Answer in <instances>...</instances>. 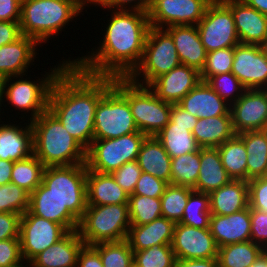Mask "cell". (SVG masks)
<instances>
[{
	"label": "cell",
	"instance_id": "6da1fadb",
	"mask_svg": "<svg viewBox=\"0 0 267 267\" xmlns=\"http://www.w3.org/2000/svg\"><path fill=\"white\" fill-rule=\"evenodd\" d=\"M103 41L90 55L72 60L80 71L103 77H128L139 65L150 29L148 12L114 10ZM101 45V46H100ZM97 50V51H96Z\"/></svg>",
	"mask_w": 267,
	"mask_h": 267
},
{
	"label": "cell",
	"instance_id": "7a4b0ae2",
	"mask_svg": "<svg viewBox=\"0 0 267 267\" xmlns=\"http://www.w3.org/2000/svg\"><path fill=\"white\" fill-rule=\"evenodd\" d=\"M113 85V77L92 76L70 63L56 78L48 110L87 151L94 139L99 99Z\"/></svg>",
	"mask_w": 267,
	"mask_h": 267
},
{
	"label": "cell",
	"instance_id": "3957f363",
	"mask_svg": "<svg viewBox=\"0 0 267 267\" xmlns=\"http://www.w3.org/2000/svg\"><path fill=\"white\" fill-rule=\"evenodd\" d=\"M31 125L33 154L45 167L86 163V150L48 109Z\"/></svg>",
	"mask_w": 267,
	"mask_h": 267
},
{
	"label": "cell",
	"instance_id": "277c9868",
	"mask_svg": "<svg viewBox=\"0 0 267 267\" xmlns=\"http://www.w3.org/2000/svg\"><path fill=\"white\" fill-rule=\"evenodd\" d=\"M81 12L68 0H22L21 33L34 38L39 45L46 43Z\"/></svg>",
	"mask_w": 267,
	"mask_h": 267
},
{
	"label": "cell",
	"instance_id": "5b68a950",
	"mask_svg": "<svg viewBox=\"0 0 267 267\" xmlns=\"http://www.w3.org/2000/svg\"><path fill=\"white\" fill-rule=\"evenodd\" d=\"M113 86L129 102L135 124L146 136H156L169 123L172 104L159 99L148 86L128 77L113 78Z\"/></svg>",
	"mask_w": 267,
	"mask_h": 267
},
{
	"label": "cell",
	"instance_id": "8992f818",
	"mask_svg": "<svg viewBox=\"0 0 267 267\" xmlns=\"http://www.w3.org/2000/svg\"><path fill=\"white\" fill-rule=\"evenodd\" d=\"M130 226L128 204L87 205L78 232L92 246L125 240Z\"/></svg>",
	"mask_w": 267,
	"mask_h": 267
},
{
	"label": "cell",
	"instance_id": "52a82bcc",
	"mask_svg": "<svg viewBox=\"0 0 267 267\" xmlns=\"http://www.w3.org/2000/svg\"><path fill=\"white\" fill-rule=\"evenodd\" d=\"M86 163L47 166L42 183L80 221L87 208Z\"/></svg>",
	"mask_w": 267,
	"mask_h": 267
},
{
	"label": "cell",
	"instance_id": "ba28073f",
	"mask_svg": "<svg viewBox=\"0 0 267 267\" xmlns=\"http://www.w3.org/2000/svg\"><path fill=\"white\" fill-rule=\"evenodd\" d=\"M179 65L181 62L171 35L165 29L150 27L142 59L128 78L136 84L148 86Z\"/></svg>",
	"mask_w": 267,
	"mask_h": 267
},
{
	"label": "cell",
	"instance_id": "9c48e42d",
	"mask_svg": "<svg viewBox=\"0 0 267 267\" xmlns=\"http://www.w3.org/2000/svg\"><path fill=\"white\" fill-rule=\"evenodd\" d=\"M71 63V60H64L63 63H58V66L51 68V72L45 73L43 78L36 81L22 79L23 75L7 77L5 79L4 98L9 101L15 109L21 112L31 111L30 122L35 120L40 114L48 109L49 97L56 78L61 72ZM14 81H13V80ZM13 81V82H11ZM10 82V83H9ZM10 85V86H9ZM7 87V88H6Z\"/></svg>",
	"mask_w": 267,
	"mask_h": 267
},
{
	"label": "cell",
	"instance_id": "30bf717a",
	"mask_svg": "<svg viewBox=\"0 0 267 267\" xmlns=\"http://www.w3.org/2000/svg\"><path fill=\"white\" fill-rule=\"evenodd\" d=\"M146 137L139 131L113 139H93L86 151L87 168L99 173H111L125 163L135 161Z\"/></svg>",
	"mask_w": 267,
	"mask_h": 267
},
{
	"label": "cell",
	"instance_id": "8fae6325",
	"mask_svg": "<svg viewBox=\"0 0 267 267\" xmlns=\"http://www.w3.org/2000/svg\"><path fill=\"white\" fill-rule=\"evenodd\" d=\"M139 132L127 99L112 85L99 99L94 119V139H113Z\"/></svg>",
	"mask_w": 267,
	"mask_h": 267
},
{
	"label": "cell",
	"instance_id": "7c38bea8",
	"mask_svg": "<svg viewBox=\"0 0 267 267\" xmlns=\"http://www.w3.org/2000/svg\"><path fill=\"white\" fill-rule=\"evenodd\" d=\"M196 26L207 53L240 43L233 14L222 0H213Z\"/></svg>",
	"mask_w": 267,
	"mask_h": 267
},
{
	"label": "cell",
	"instance_id": "4fadbf2b",
	"mask_svg": "<svg viewBox=\"0 0 267 267\" xmlns=\"http://www.w3.org/2000/svg\"><path fill=\"white\" fill-rule=\"evenodd\" d=\"M69 231L60 224L30 213L22 214L19 240L24 261L30 263L38 254L63 238Z\"/></svg>",
	"mask_w": 267,
	"mask_h": 267
},
{
	"label": "cell",
	"instance_id": "5bb4252c",
	"mask_svg": "<svg viewBox=\"0 0 267 267\" xmlns=\"http://www.w3.org/2000/svg\"><path fill=\"white\" fill-rule=\"evenodd\" d=\"M213 0H153L148 10L150 26L197 25Z\"/></svg>",
	"mask_w": 267,
	"mask_h": 267
},
{
	"label": "cell",
	"instance_id": "9a60e30c",
	"mask_svg": "<svg viewBox=\"0 0 267 267\" xmlns=\"http://www.w3.org/2000/svg\"><path fill=\"white\" fill-rule=\"evenodd\" d=\"M172 250L176 259L217 258L218 246L210 229H201L176 223Z\"/></svg>",
	"mask_w": 267,
	"mask_h": 267
},
{
	"label": "cell",
	"instance_id": "2e32d148",
	"mask_svg": "<svg viewBox=\"0 0 267 267\" xmlns=\"http://www.w3.org/2000/svg\"><path fill=\"white\" fill-rule=\"evenodd\" d=\"M231 72L246 89H267V56L259 45L237 44Z\"/></svg>",
	"mask_w": 267,
	"mask_h": 267
},
{
	"label": "cell",
	"instance_id": "e0dca14e",
	"mask_svg": "<svg viewBox=\"0 0 267 267\" xmlns=\"http://www.w3.org/2000/svg\"><path fill=\"white\" fill-rule=\"evenodd\" d=\"M230 112L235 134L262 130L267 123V89H246Z\"/></svg>",
	"mask_w": 267,
	"mask_h": 267
},
{
	"label": "cell",
	"instance_id": "ac0fdd59",
	"mask_svg": "<svg viewBox=\"0 0 267 267\" xmlns=\"http://www.w3.org/2000/svg\"><path fill=\"white\" fill-rule=\"evenodd\" d=\"M201 74L187 65H179L160 75L148 87L155 95L171 104H177L189 91L201 82Z\"/></svg>",
	"mask_w": 267,
	"mask_h": 267
},
{
	"label": "cell",
	"instance_id": "d6986e66",
	"mask_svg": "<svg viewBox=\"0 0 267 267\" xmlns=\"http://www.w3.org/2000/svg\"><path fill=\"white\" fill-rule=\"evenodd\" d=\"M231 10L241 44L259 45L267 36V16L242 0H222Z\"/></svg>",
	"mask_w": 267,
	"mask_h": 267
},
{
	"label": "cell",
	"instance_id": "ffe728a7",
	"mask_svg": "<svg viewBox=\"0 0 267 267\" xmlns=\"http://www.w3.org/2000/svg\"><path fill=\"white\" fill-rule=\"evenodd\" d=\"M250 207L230 215L210 216L209 229L219 247L251 239Z\"/></svg>",
	"mask_w": 267,
	"mask_h": 267
},
{
	"label": "cell",
	"instance_id": "44dd1931",
	"mask_svg": "<svg viewBox=\"0 0 267 267\" xmlns=\"http://www.w3.org/2000/svg\"><path fill=\"white\" fill-rule=\"evenodd\" d=\"M177 104L197 118L207 119L231 115V105L222 99L207 82L203 81L189 91Z\"/></svg>",
	"mask_w": 267,
	"mask_h": 267
},
{
	"label": "cell",
	"instance_id": "7402d4cb",
	"mask_svg": "<svg viewBox=\"0 0 267 267\" xmlns=\"http://www.w3.org/2000/svg\"><path fill=\"white\" fill-rule=\"evenodd\" d=\"M28 211L36 216L63 225L68 231L78 230L79 220L41 184L29 194Z\"/></svg>",
	"mask_w": 267,
	"mask_h": 267
},
{
	"label": "cell",
	"instance_id": "603a6c76",
	"mask_svg": "<svg viewBox=\"0 0 267 267\" xmlns=\"http://www.w3.org/2000/svg\"><path fill=\"white\" fill-rule=\"evenodd\" d=\"M38 44L34 38L22 35L16 41L1 46L0 75L5 78L25 76L30 63L34 62Z\"/></svg>",
	"mask_w": 267,
	"mask_h": 267
},
{
	"label": "cell",
	"instance_id": "cb8c5ba5",
	"mask_svg": "<svg viewBox=\"0 0 267 267\" xmlns=\"http://www.w3.org/2000/svg\"><path fill=\"white\" fill-rule=\"evenodd\" d=\"M85 245L78 230L69 231L63 238L38 254L30 267H76L78 254Z\"/></svg>",
	"mask_w": 267,
	"mask_h": 267
},
{
	"label": "cell",
	"instance_id": "d4e9b609",
	"mask_svg": "<svg viewBox=\"0 0 267 267\" xmlns=\"http://www.w3.org/2000/svg\"><path fill=\"white\" fill-rule=\"evenodd\" d=\"M165 30L173 38L181 64L201 72L207 52L196 25L169 26Z\"/></svg>",
	"mask_w": 267,
	"mask_h": 267
},
{
	"label": "cell",
	"instance_id": "484cf974",
	"mask_svg": "<svg viewBox=\"0 0 267 267\" xmlns=\"http://www.w3.org/2000/svg\"><path fill=\"white\" fill-rule=\"evenodd\" d=\"M175 222L159 217L143 225H131L126 240L133 251L159 245H171Z\"/></svg>",
	"mask_w": 267,
	"mask_h": 267
},
{
	"label": "cell",
	"instance_id": "4316f807",
	"mask_svg": "<svg viewBox=\"0 0 267 267\" xmlns=\"http://www.w3.org/2000/svg\"><path fill=\"white\" fill-rule=\"evenodd\" d=\"M22 127V128H21ZM33 154L31 122L24 126L0 124V159L19 161Z\"/></svg>",
	"mask_w": 267,
	"mask_h": 267
},
{
	"label": "cell",
	"instance_id": "83f0119b",
	"mask_svg": "<svg viewBox=\"0 0 267 267\" xmlns=\"http://www.w3.org/2000/svg\"><path fill=\"white\" fill-rule=\"evenodd\" d=\"M87 205L128 204L129 194L117 184L110 173L87 168Z\"/></svg>",
	"mask_w": 267,
	"mask_h": 267
},
{
	"label": "cell",
	"instance_id": "f1b7e54d",
	"mask_svg": "<svg viewBox=\"0 0 267 267\" xmlns=\"http://www.w3.org/2000/svg\"><path fill=\"white\" fill-rule=\"evenodd\" d=\"M212 215H230L249 207L248 181L230 180L209 193Z\"/></svg>",
	"mask_w": 267,
	"mask_h": 267
},
{
	"label": "cell",
	"instance_id": "f546056e",
	"mask_svg": "<svg viewBox=\"0 0 267 267\" xmlns=\"http://www.w3.org/2000/svg\"><path fill=\"white\" fill-rule=\"evenodd\" d=\"M171 157L155 136H147L137 156L142 172L171 184Z\"/></svg>",
	"mask_w": 267,
	"mask_h": 267
},
{
	"label": "cell",
	"instance_id": "4dcf8cb0",
	"mask_svg": "<svg viewBox=\"0 0 267 267\" xmlns=\"http://www.w3.org/2000/svg\"><path fill=\"white\" fill-rule=\"evenodd\" d=\"M230 180L221 162L218 148H200V170L193 190L209 194Z\"/></svg>",
	"mask_w": 267,
	"mask_h": 267
},
{
	"label": "cell",
	"instance_id": "1f68e13d",
	"mask_svg": "<svg viewBox=\"0 0 267 267\" xmlns=\"http://www.w3.org/2000/svg\"><path fill=\"white\" fill-rule=\"evenodd\" d=\"M192 134L201 148H217L235 135L232 127V116L198 118Z\"/></svg>",
	"mask_w": 267,
	"mask_h": 267
},
{
	"label": "cell",
	"instance_id": "d6a6232c",
	"mask_svg": "<svg viewBox=\"0 0 267 267\" xmlns=\"http://www.w3.org/2000/svg\"><path fill=\"white\" fill-rule=\"evenodd\" d=\"M247 152V181L267 175V139L262 130L237 134Z\"/></svg>",
	"mask_w": 267,
	"mask_h": 267
},
{
	"label": "cell",
	"instance_id": "836d02e7",
	"mask_svg": "<svg viewBox=\"0 0 267 267\" xmlns=\"http://www.w3.org/2000/svg\"><path fill=\"white\" fill-rule=\"evenodd\" d=\"M155 137L171 158L199 151L201 148L188 127L176 126L170 120Z\"/></svg>",
	"mask_w": 267,
	"mask_h": 267
},
{
	"label": "cell",
	"instance_id": "e575fe53",
	"mask_svg": "<svg viewBox=\"0 0 267 267\" xmlns=\"http://www.w3.org/2000/svg\"><path fill=\"white\" fill-rule=\"evenodd\" d=\"M221 162L232 180L247 181V152L244 141L235 134L217 147Z\"/></svg>",
	"mask_w": 267,
	"mask_h": 267
},
{
	"label": "cell",
	"instance_id": "d590c367",
	"mask_svg": "<svg viewBox=\"0 0 267 267\" xmlns=\"http://www.w3.org/2000/svg\"><path fill=\"white\" fill-rule=\"evenodd\" d=\"M265 249L251 240L218 248V267H249Z\"/></svg>",
	"mask_w": 267,
	"mask_h": 267
},
{
	"label": "cell",
	"instance_id": "8d00e7d4",
	"mask_svg": "<svg viewBox=\"0 0 267 267\" xmlns=\"http://www.w3.org/2000/svg\"><path fill=\"white\" fill-rule=\"evenodd\" d=\"M45 166L32 154L26 159L14 161L11 183L31 194L42 182Z\"/></svg>",
	"mask_w": 267,
	"mask_h": 267
},
{
	"label": "cell",
	"instance_id": "74e56055",
	"mask_svg": "<svg viewBox=\"0 0 267 267\" xmlns=\"http://www.w3.org/2000/svg\"><path fill=\"white\" fill-rule=\"evenodd\" d=\"M200 170V150L171 159V184L193 188Z\"/></svg>",
	"mask_w": 267,
	"mask_h": 267
},
{
	"label": "cell",
	"instance_id": "f35d334b",
	"mask_svg": "<svg viewBox=\"0 0 267 267\" xmlns=\"http://www.w3.org/2000/svg\"><path fill=\"white\" fill-rule=\"evenodd\" d=\"M210 216L209 194L193 190L188 197L183 218L179 223L195 228L209 229Z\"/></svg>",
	"mask_w": 267,
	"mask_h": 267
},
{
	"label": "cell",
	"instance_id": "ab89813d",
	"mask_svg": "<svg viewBox=\"0 0 267 267\" xmlns=\"http://www.w3.org/2000/svg\"><path fill=\"white\" fill-rule=\"evenodd\" d=\"M193 188L168 184L161 199L162 217L178 223L183 218L184 208Z\"/></svg>",
	"mask_w": 267,
	"mask_h": 267
},
{
	"label": "cell",
	"instance_id": "60d3db41",
	"mask_svg": "<svg viewBox=\"0 0 267 267\" xmlns=\"http://www.w3.org/2000/svg\"><path fill=\"white\" fill-rule=\"evenodd\" d=\"M128 210L131 225H143L162 216L161 199L130 194Z\"/></svg>",
	"mask_w": 267,
	"mask_h": 267
},
{
	"label": "cell",
	"instance_id": "b9f144b4",
	"mask_svg": "<svg viewBox=\"0 0 267 267\" xmlns=\"http://www.w3.org/2000/svg\"><path fill=\"white\" fill-rule=\"evenodd\" d=\"M92 247L99 253L103 267H132L133 250L128 241L102 242Z\"/></svg>",
	"mask_w": 267,
	"mask_h": 267
},
{
	"label": "cell",
	"instance_id": "7bdbcfd3",
	"mask_svg": "<svg viewBox=\"0 0 267 267\" xmlns=\"http://www.w3.org/2000/svg\"><path fill=\"white\" fill-rule=\"evenodd\" d=\"M175 261L171 245H159L133 251V264L137 267H174Z\"/></svg>",
	"mask_w": 267,
	"mask_h": 267
},
{
	"label": "cell",
	"instance_id": "ee69618b",
	"mask_svg": "<svg viewBox=\"0 0 267 267\" xmlns=\"http://www.w3.org/2000/svg\"><path fill=\"white\" fill-rule=\"evenodd\" d=\"M206 82L229 105L235 103L246 90L232 72L213 75Z\"/></svg>",
	"mask_w": 267,
	"mask_h": 267
},
{
	"label": "cell",
	"instance_id": "f6af8a7d",
	"mask_svg": "<svg viewBox=\"0 0 267 267\" xmlns=\"http://www.w3.org/2000/svg\"><path fill=\"white\" fill-rule=\"evenodd\" d=\"M29 208V193L16 184L0 186V212L24 214Z\"/></svg>",
	"mask_w": 267,
	"mask_h": 267
},
{
	"label": "cell",
	"instance_id": "bcb514c9",
	"mask_svg": "<svg viewBox=\"0 0 267 267\" xmlns=\"http://www.w3.org/2000/svg\"><path fill=\"white\" fill-rule=\"evenodd\" d=\"M233 58L234 47L208 52L204 67L200 72L201 80L206 82L213 75L231 72Z\"/></svg>",
	"mask_w": 267,
	"mask_h": 267
},
{
	"label": "cell",
	"instance_id": "7dc6e473",
	"mask_svg": "<svg viewBox=\"0 0 267 267\" xmlns=\"http://www.w3.org/2000/svg\"><path fill=\"white\" fill-rule=\"evenodd\" d=\"M142 173L137 161L127 162L119 169L111 172L114 180L119 184L123 190L129 195L133 194L136 183Z\"/></svg>",
	"mask_w": 267,
	"mask_h": 267
},
{
	"label": "cell",
	"instance_id": "c3c4849f",
	"mask_svg": "<svg viewBox=\"0 0 267 267\" xmlns=\"http://www.w3.org/2000/svg\"><path fill=\"white\" fill-rule=\"evenodd\" d=\"M249 207L267 213V175L248 181Z\"/></svg>",
	"mask_w": 267,
	"mask_h": 267
},
{
	"label": "cell",
	"instance_id": "681fc988",
	"mask_svg": "<svg viewBox=\"0 0 267 267\" xmlns=\"http://www.w3.org/2000/svg\"><path fill=\"white\" fill-rule=\"evenodd\" d=\"M168 183L151 175L142 172L135 186L133 194L160 198Z\"/></svg>",
	"mask_w": 267,
	"mask_h": 267
},
{
	"label": "cell",
	"instance_id": "f907efd6",
	"mask_svg": "<svg viewBox=\"0 0 267 267\" xmlns=\"http://www.w3.org/2000/svg\"><path fill=\"white\" fill-rule=\"evenodd\" d=\"M24 262L19 238L0 241V267H15Z\"/></svg>",
	"mask_w": 267,
	"mask_h": 267
},
{
	"label": "cell",
	"instance_id": "816d5d0a",
	"mask_svg": "<svg viewBox=\"0 0 267 267\" xmlns=\"http://www.w3.org/2000/svg\"><path fill=\"white\" fill-rule=\"evenodd\" d=\"M251 241L267 250V213L250 208Z\"/></svg>",
	"mask_w": 267,
	"mask_h": 267
},
{
	"label": "cell",
	"instance_id": "f5cc1de1",
	"mask_svg": "<svg viewBox=\"0 0 267 267\" xmlns=\"http://www.w3.org/2000/svg\"><path fill=\"white\" fill-rule=\"evenodd\" d=\"M21 216L18 213L0 212V241L19 238Z\"/></svg>",
	"mask_w": 267,
	"mask_h": 267
},
{
	"label": "cell",
	"instance_id": "db71d44e",
	"mask_svg": "<svg viewBox=\"0 0 267 267\" xmlns=\"http://www.w3.org/2000/svg\"><path fill=\"white\" fill-rule=\"evenodd\" d=\"M152 1L153 0H100L96 3V6H103L111 10H137L148 12Z\"/></svg>",
	"mask_w": 267,
	"mask_h": 267
},
{
	"label": "cell",
	"instance_id": "11a10c76",
	"mask_svg": "<svg viewBox=\"0 0 267 267\" xmlns=\"http://www.w3.org/2000/svg\"><path fill=\"white\" fill-rule=\"evenodd\" d=\"M22 0H0V21L19 22Z\"/></svg>",
	"mask_w": 267,
	"mask_h": 267
},
{
	"label": "cell",
	"instance_id": "9f6ffc18",
	"mask_svg": "<svg viewBox=\"0 0 267 267\" xmlns=\"http://www.w3.org/2000/svg\"><path fill=\"white\" fill-rule=\"evenodd\" d=\"M197 120L198 118L196 116H193L178 104H172L170 121L175 123L176 126L188 127V130L192 132Z\"/></svg>",
	"mask_w": 267,
	"mask_h": 267
},
{
	"label": "cell",
	"instance_id": "6f0895ef",
	"mask_svg": "<svg viewBox=\"0 0 267 267\" xmlns=\"http://www.w3.org/2000/svg\"><path fill=\"white\" fill-rule=\"evenodd\" d=\"M21 36L19 22L0 21V47L16 41Z\"/></svg>",
	"mask_w": 267,
	"mask_h": 267
},
{
	"label": "cell",
	"instance_id": "680465c9",
	"mask_svg": "<svg viewBox=\"0 0 267 267\" xmlns=\"http://www.w3.org/2000/svg\"><path fill=\"white\" fill-rule=\"evenodd\" d=\"M76 267H103L99 253L92 247L84 245L78 254Z\"/></svg>",
	"mask_w": 267,
	"mask_h": 267
},
{
	"label": "cell",
	"instance_id": "91938a15",
	"mask_svg": "<svg viewBox=\"0 0 267 267\" xmlns=\"http://www.w3.org/2000/svg\"><path fill=\"white\" fill-rule=\"evenodd\" d=\"M174 267H218L217 258L176 259Z\"/></svg>",
	"mask_w": 267,
	"mask_h": 267
},
{
	"label": "cell",
	"instance_id": "94428289",
	"mask_svg": "<svg viewBox=\"0 0 267 267\" xmlns=\"http://www.w3.org/2000/svg\"><path fill=\"white\" fill-rule=\"evenodd\" d=\"M14 161L0 159V186L11 183V173Z\"/></svg>",
	"mask_w": 267,
	"mask_h": 267
},
{
	"label": "cell",
	"instance_id": "6125c7cd",
	"mask_svg": "<svg viewBox=\"0 0 267 267\" xmlns=\"http://www.w3.org/2000/svg\"><path fill=\"white\" fill-rule=\"evenodd\" d=\"M248 6L267 16V0H242Z\"/></svg>",
	"mask_w": 267,
	"mask_h": 267
},
{
	"label": "cell",
	"instance_id": "be15d7a7",
	"mask_svg": "<svg viewBox=\"0 0 267 267\" xmlns=\"http://www.w3.org/2000/svg\"><path fill=\"white\" fill-rule=\"evenodd\" d=\"M249 267H267V250H264Z\"/></svg>",
	"mask_w": 267,
	"mask_h": 267
},
{
	"label": "cell",
	"instance_id": "e7e4bbea",
	"mask_svg": "<svg viewBox=\"0 0 267 267\" xmlns=\"http://www.w3.org/2000/svg\"><path fill=\"white\" fill-rule=\"evenodd\" d=\"M68 1L75 4L82 12H83V9L85 8L84 7L85 5L87 6L89 3L92 4L90 0H68Z\"/></svg>",
	"mask_w": 267,
	"mask_h": 267
},
{
	"label": "cell",
	"instance_id": "03108f58",
	"mask_svg": "<svg viewBox=\"0 0 267 267\" xmlns=\"http://www.w3.org/2000/svg\"><path fill=\"white\" fill-rule=\"evenodd\" d=\"M5 77L0 75V106L2 107L1 102H3L2 100H4V90H5ZM3 98V99H2ZM1 111V108H0ZM1 113V112H0Z\"/></svg>",
	"mask_w": 267,
	"mask_h": 267
},
{
	"label": "cell",
	"instance_id": "003e7915",
	"mask_svg": "<svg viewBox=\"0 0 267 267\" xmlns=\"http://www.w3.org/2000/svg\"><path fill=\"white\" fill-rule=\"evenodd\" d=\"M261 52L267 56V36L259 44Z\"/></svg>",
	"mask_w": 267,
	"mask_h": 267
},
{
	"label": "cell",
	"instance_id": "a7ac6f4b",
	"mask_svg": "<svg viewBox=\"0 0 267 267\" xmlns=\"http://www.w3.org/2000/svg\"><path fill=\"white\" fill-rule=\"evenodd\" d=\"M262 132L264 133V135L266 136V139H267V123L262 128Z\"/></svg>",
	"mask_w": 267,
	"mask_h": 267
},
{
	"label": "cell",
	"instance_id": "89a4df30",
	"mask_svg": "<svg viewBox=\"0 0 267 267\" xmlns=\"http://www.w3.org/2000/svg\"><path fill=\"white\" fill-rule=\"evenodd\" d=\"M92 2L93 5H95L96 3H98L100 0H90Z\"/></svg>",
	"mask_w": 267,
	"mask_h": 267
},
{
	"label": "cell",
	"instance_id": "2644e50d",
	"mask_svg": "<svg viewBox=\"0 0 267 267\" xmlns=\"http://www.w3.org/2000/svg\"><path fill=\"white\" fill-rule=\"evenodd\" d=\"M27 265L30 267V265L28 263L25 266L23 264H21L19 266H15V267H28Z\"/></svg>",
	"mask_w": 267,
	"mask_h": 267
}]
</instances>
